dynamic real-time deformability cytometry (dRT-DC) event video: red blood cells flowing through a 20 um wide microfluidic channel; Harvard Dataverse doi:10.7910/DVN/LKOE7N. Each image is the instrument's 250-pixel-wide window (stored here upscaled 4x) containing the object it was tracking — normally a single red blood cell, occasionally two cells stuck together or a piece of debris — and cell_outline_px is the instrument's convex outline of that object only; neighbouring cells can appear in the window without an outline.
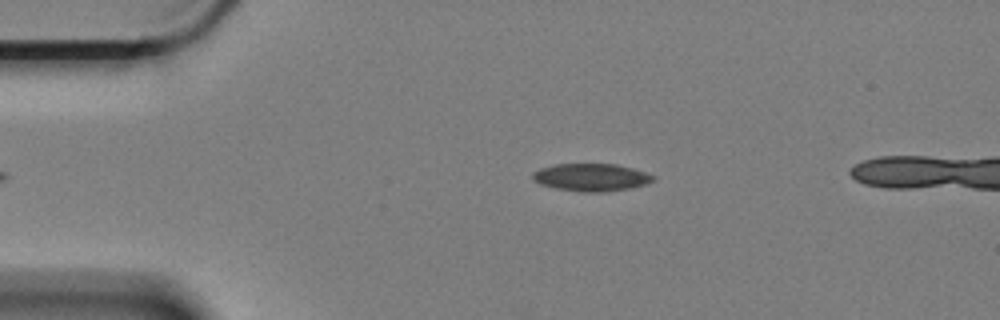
{"species": "Egyptian fruit bat (a non-hibernating species)", "species_latin": "Rousettus aegyptiacus", "temperature_condition": "cold", "stored_images_in_passage": 41, "camera_frame_rate_fps": 3000, "um_per_image_px": 0.085, "animal": {"sex": "female"}, "frame": {"image": 1, "passage_image": 1, "time_ms": 0.0, "image_size_px": [1000, 320], "cell_outline_px": [[656, 180], [644, 184], [628, 188], [604, 192], [584, 192], [556, 188], [540, 184], [532, 180], [532, 172], [540, 168], [556, 164], [616, 164], [632, 168], [656, 176]], "centroid_in_image_um": [50.23, 15.07], "position_along_channel_um": 34.8, "area_um2": 19.31}}
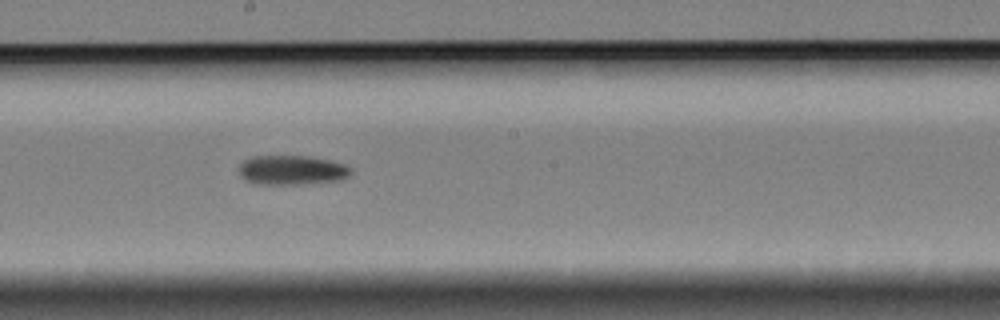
{"frame": {"image": 2, "passage_image": 21, "time_ms": 6.667, "image_size_px": [1000, 320], "cell_outline_px": [[352, 172], [344, 180], [296, 184], [256, 184], [240, 176], [240, 164], [244, 160], [252, 156], [312, 156], [344, 164], [352, 168]], "centroid_in_image_um": [24.84, 14.45], "position_along_channel_um": 223.4, "area_um2": 19.25}}
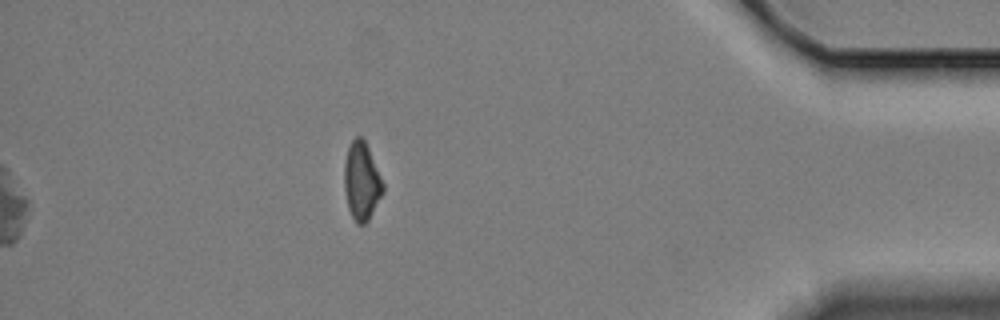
{"frame": {"image": 3, "passage_image": 41, "time_ms": 13.333, "image_size_px": [1000, 320], "cell_outline_px": [[384, 192], [368, 220], [364, 224], [356, 224], [348, 208], [344, 188], [344, 164], [348, 148], [352, 140], [356, 136], [360, 136], [364, 140], [368, 148], [384, 184]], "centroid_in_image_um": [30.73, 15.42], "position_along_channel_um": 404.5, "area_um2": 17.46}, "authors_computed_cell_mechanics": {"area_um2": 19.1896, "velocity_mm_per_s": 3.3629, "shape_relaxation_time_tau1_ms": 6.0718, "shape_relaxation_time_tau2_ms": null, "deformation_change_tau1": 0.1516, "deformation_change_tau2": null}}